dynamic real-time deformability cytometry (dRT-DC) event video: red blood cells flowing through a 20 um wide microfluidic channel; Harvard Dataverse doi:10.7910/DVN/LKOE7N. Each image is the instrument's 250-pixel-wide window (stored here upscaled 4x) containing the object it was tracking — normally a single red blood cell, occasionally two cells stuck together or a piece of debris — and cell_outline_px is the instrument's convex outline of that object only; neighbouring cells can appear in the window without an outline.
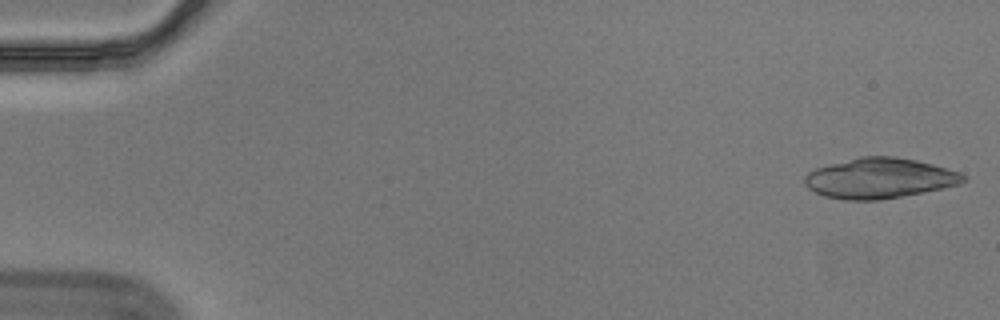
{"species": "Egyptian fruit bat (a non-hibernating species)", "species_latin": "Rousettus aegyptiacus", "temperature_condition": "cold", "stored_images_in_passage": 55, "camera_frame_rate_fps": 3000, "um_per_image_px": 0.085, "animal": {"sex": "male"}, "frame": {"image": 1, "passage_image": 1, "time_ms": 0.0, "image_size_px": [1000, 320], "cell_outline_px": [[968, 180], [960, 184], [944, 188], [880, 200], [844, 200], [824, 196], [808, 188], [804, 184], [804, 176], [808, 172], [816, 168], [860, 156], [896, 156], [916, 160], [932, 164], [960, 172], [968, 176]], "centroid_in_image_um": [74.78, 15.15], "position_along_channel_um": 10.2, "area_um2": 37.4}}